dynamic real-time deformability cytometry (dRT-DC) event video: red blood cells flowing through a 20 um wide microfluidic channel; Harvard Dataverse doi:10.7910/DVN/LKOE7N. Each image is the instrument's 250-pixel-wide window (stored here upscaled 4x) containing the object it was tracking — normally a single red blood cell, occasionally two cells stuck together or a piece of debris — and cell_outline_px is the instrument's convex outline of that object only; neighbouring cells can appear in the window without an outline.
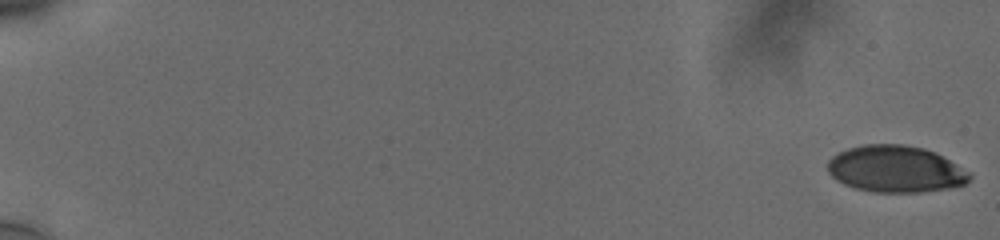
{"species": "human", "species_latin": "Homo sapiens", "temperature_condition": "cold", "stored_images_in_passage": 57, "camera_frame_rate_fps": 3000, "um_per_image_px": 0.085, "donor": {"sex": "male"}, "frame": {"image": 1, "passage_image": 1, "time_ms": 0.0, "image_size_px": [1000, 240], "cell_outline_px": [[972, 176], [964, 184], [948, 188], [916, 192], [876, 192], [856, 188], [844, 184], [836, 180], [828, 172], [828, 160], [832, 156], [848, 148], [864, 144], [904, 144], [924, 148], [972, 172]], "centroid_in_image_um": [76.11, 14.36], "position_along_channel_um": 8.9, "area_um2": 38.38}}
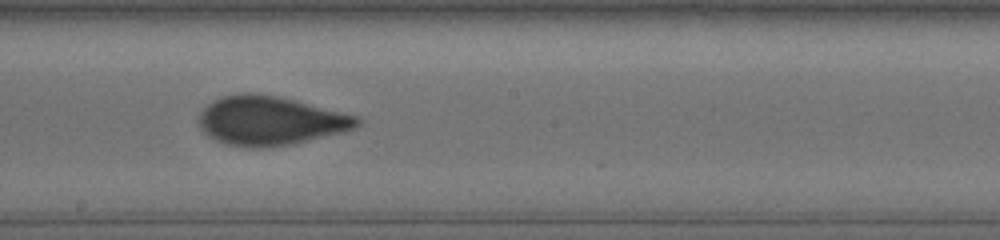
{"frame": {"image": 2, "passage_image": 35, "time_ms": 11.333, "image_size_px": [1000, 240], "cell_outline_px": [[360, 124], [356, 128], [344, 132], [292, 144], [260, 148], [248, 148], [228, 144], [216, 140], [208, 136], [196, 124], [196, 120], [200, 112], [212, 100], [224, 96], [244, 92], [248, 92], [276, 96], [356, 116], [360, 120]], "centroid_in_image_um": [22.9, 10.27], "position_along_channel_um": 225.3, "area_um2": 45.03}}
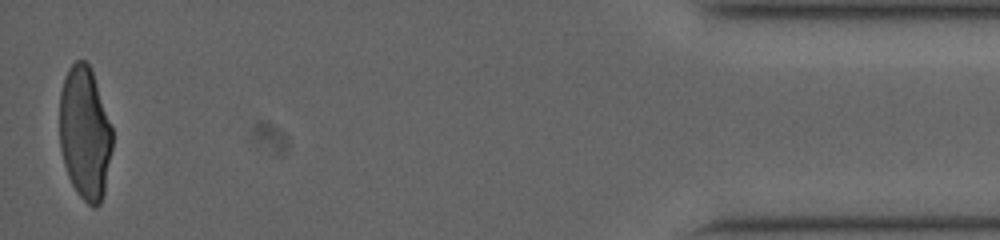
{"frame": {"image": 3, "passage_image": 57, "time_ms": 18.667, "image_size_px": [1000, 240], "cell_outline_px": [[112, 148], [104, 192], [100, 204], [96, 208], [92, 208], [76, 192], [68, 176], [64, 164], [60, 148], [60, 92], [64, 76], [68, 68], [76, 60], [84, 60], [88, 64], [92, 72], [112, 128]], "centroid_in_image_um": [7.2, 11.34], "position_along_channel_um": 428.0, "area_um2": 40.81}, "authors_computed_cell_mechanics": {"area_um2": 42.483, "velocity_mm_per_s": 3.7647, "shape_relaxation_time_tau1_ms": 6.7102, "shape_relaxation_time_tau2_ms": null, "deformation_change_tau1": 0.1884, "deformation_change_tau2": null}}